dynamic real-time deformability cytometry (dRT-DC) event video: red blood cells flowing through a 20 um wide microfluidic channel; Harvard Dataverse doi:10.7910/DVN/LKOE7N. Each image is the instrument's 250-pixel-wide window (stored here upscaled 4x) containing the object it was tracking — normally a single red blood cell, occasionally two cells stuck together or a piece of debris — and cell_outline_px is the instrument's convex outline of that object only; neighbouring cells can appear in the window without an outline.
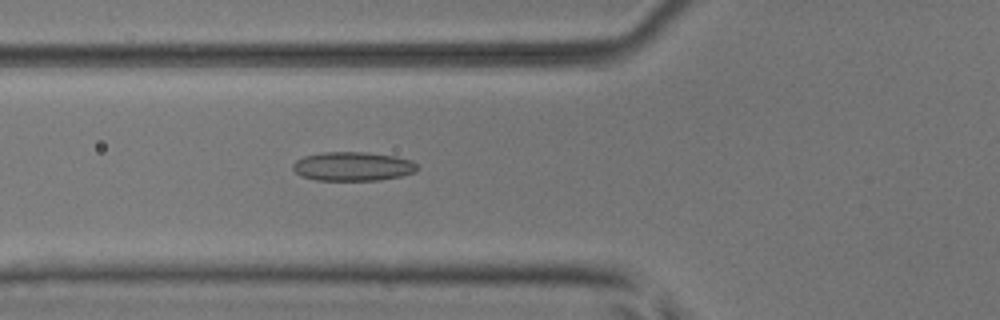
{"species": "common noctule bat (a hibernating species)", "species_latin": "Nyctalus noctula", "temperature_condition": "room temperature", "stored_images_in_passage": 42, "camera_frame_rate_fps": 3000, "um_per_image_px": 0.085, "animal": {"sex": "male", "body_mass_g": 17.9, "forearm_length_mm": 54.2}, "frame": {"image": 1, "passage_image": 10, "time_ms": 3.0, "image_size_px": [1000, 320], "cell_outline_px": [[420, 168], [416, 172], [400, 176], [380, 180], [316, 180], [300, 176], [292, 168], [292, 164], [296, 160], [304, 156], [320, 152], [368, 152], [396, 156], [412, 160]], "centroid_in_image_um": [30.0, 14.13], "position_along_channel_um": 95.8, "area_um2": 21.27}}
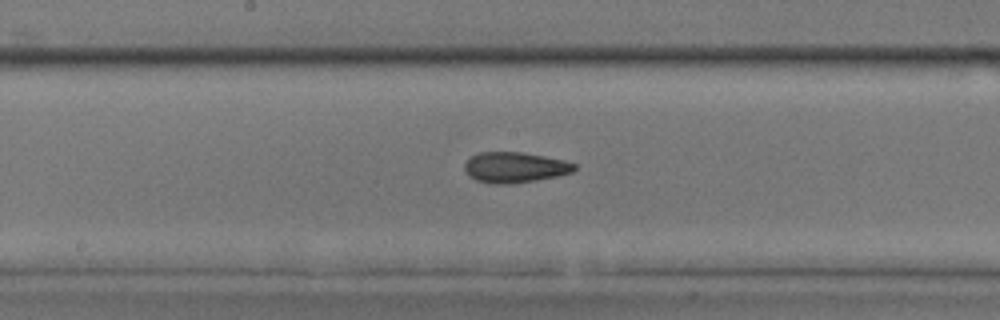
{"frame": {"image": 2, "passage_image": 18, "time_ms": 5.667, "image_size_px": [1000, 320], "cell_outline_px": [[576, 168], [572, 172], [556, 176], [536, 180], [508, 184], [496, 184], [476, 180], [468, 176], [464, 168], [464, 164], [472, 156], [480, 152], [524, 152], [564, 160], [576, 164]], "centroid_in_image_um": [43.75, 14.22], "position_along_channel_um": 204.4, "area_um2": 19.48}}
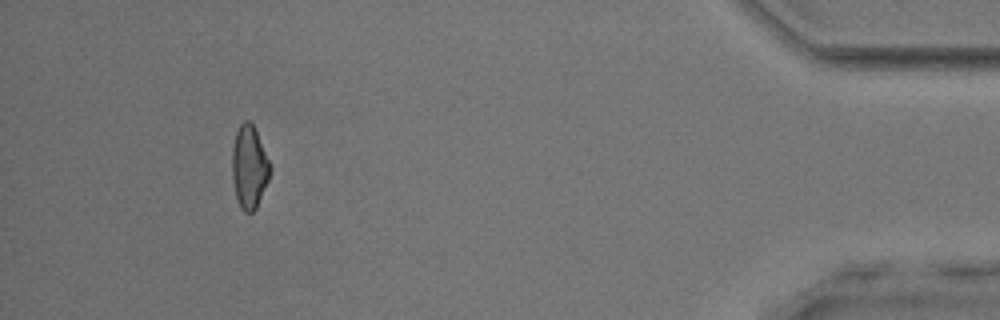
{"frame": {"image": 3, "passage_image": 38, "time_ms": 12.333, "image_size_px": [1000, 320], "cell_outline_px": [[272, 168], [268, 180], [256, 208], [252, 212], [244, 212], [240, 208], [236, 196], [232, 180], [232, 148], [236, 132], [240, 124], [244, 120], [248, 120], [256, 128]], "centroid_in_image_um": [21.18, 14.17], "position_along_channel_um": 414.0, "area_um2": 18.5}, "authors_computed_cell_mechanics": {"area_um2": 19.2474, "velocity_mm_per_s": 4.0781, "shape_relaxation_time_tau1_ms": null, "shape_relaxation_time_tau2_ms": 2.4335, "deformation_change_tau1": null, "deformation_change_tau2": 0.1017}}